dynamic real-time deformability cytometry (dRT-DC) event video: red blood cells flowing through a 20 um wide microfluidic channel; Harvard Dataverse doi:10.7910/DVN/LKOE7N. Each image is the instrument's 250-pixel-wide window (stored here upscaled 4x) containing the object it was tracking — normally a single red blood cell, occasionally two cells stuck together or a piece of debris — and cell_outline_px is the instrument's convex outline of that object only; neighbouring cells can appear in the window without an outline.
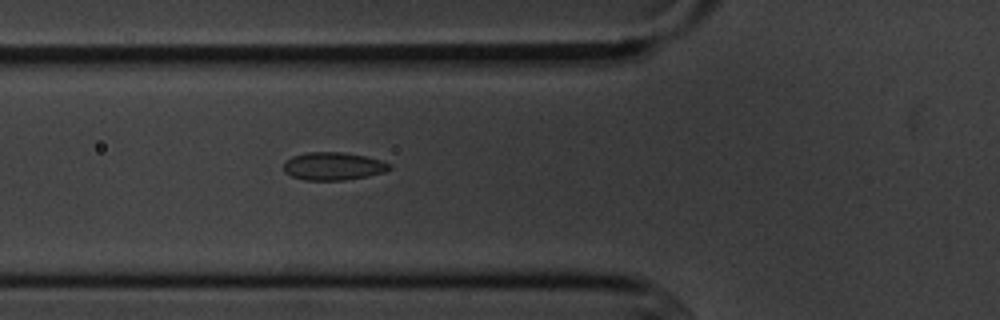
{"species": "common noctule bat (a hibernating species)", "species_latin": "Nyctalus noctula", "temperature_condition": "cold", "stored_images_in_passage": 6, "camera_frame_rate_fps": 3000, "um_per_image_px": 0.085, "animal": {"sex": "male", "body_mass_g": 20.1, "forearm_length_mm": 53.5}, "frame": {"image": 1, "passage_image": 6, "time_ms": 5.667, "image_size_px": [1000, 320], "cell_outline_px": [[392, 168], [384, 172], [368, 176], [344, 180], [304, 180], [292, 176], [284, 172], [284, 160], [292, 156], [304, 152], [344, 152], [364, 156], [380, 160], [392, 164]], "centroid_in_image_um": [28.31, 14.12], "position_along_channel_um": 97.5, "area_um2": 17.34}}